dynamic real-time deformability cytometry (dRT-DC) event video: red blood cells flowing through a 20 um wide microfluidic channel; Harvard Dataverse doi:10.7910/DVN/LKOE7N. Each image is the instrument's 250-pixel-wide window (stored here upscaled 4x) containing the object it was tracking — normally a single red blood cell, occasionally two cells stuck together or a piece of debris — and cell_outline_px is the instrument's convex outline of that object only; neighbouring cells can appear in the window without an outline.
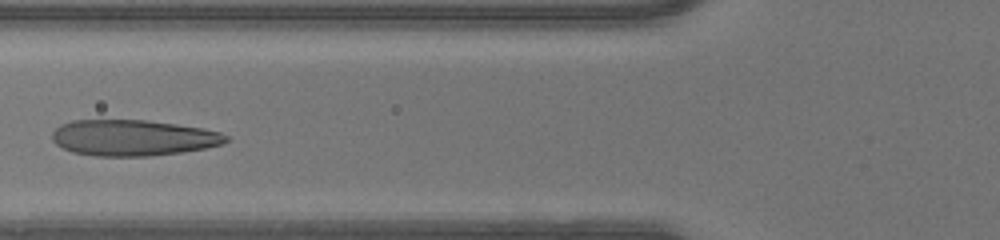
{"species": "human", "species_latin": "Homo sapiens", "temperature_condition": "warm", "stored_images_in_passage": 45, "camera_frame_rate_fps": 3000, "um_per_image_px": 0.085, "donor": {"sex": "male"}, "frame": {"image": 1, "passage_image": 16, "time_ms": 5.0, "image_size_px": [1000, 240], "cell_outline_px": [[228, 140], [224, 144], [184, 152], [148, 156], [96, 156], [72, 152], [56, 144], [52, 140], [52, 132], [60, 124], [72, 120], [148, 120], [204, 128], [220, 132], [228, 136]], "centroid_in_image_um": [11.31, 11.71], "position_along_channel_um": 114.5, "area_um2": 36.65}}
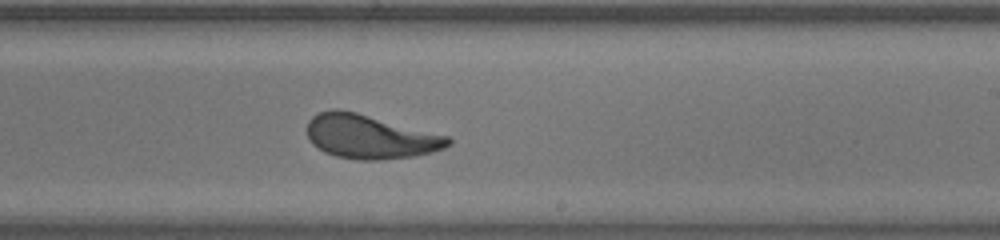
{"frame": {"image": 2, "passage_image": 26, "time_ms": 8.333, "image_size_px": [1000, 240], "cell_outline_px": [[452, 144], [444, 148], [432, 152], [412, 156], [380, 160], [360, 160], [336, 156], [324, 152], [312, 144], [308, 136], [308, 120], [312, 116], [320, 112], [332, 108], [340, 108], [356, 112], [448, 136], [452, 140]], "centroid_in_image_um": [31.44, 11.61], "position_along_channel_um": 257.6, "area_um2": 36.07}}
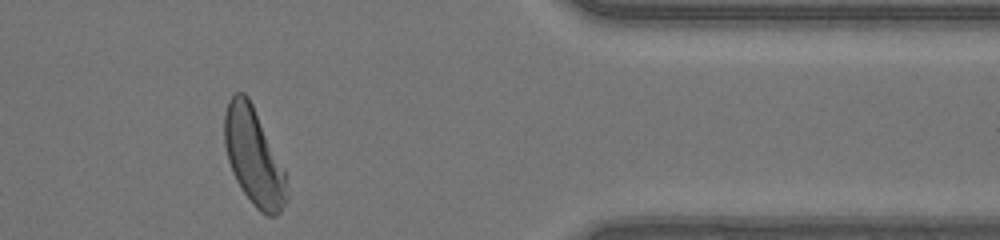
{"frame": {"image": 3, "passage_image": 37, "time_ms": 12.0, "image_size_px": [1000, 240], "cell_outline_px": [[288, 200], [280, 212], [276, 216], [268, 216], [260, 212], [252, 204], [236, 180], [232, 172], [228, 160], [224, 144], [224, 112], [228, 100], [236, 92], [244, 92], [248, 96], [284, 168], [288, 192]], "centroid_in_image_um": [21.57, 13.34], "position_along_channel_um": 389.8, "area_um2": 35.26}}